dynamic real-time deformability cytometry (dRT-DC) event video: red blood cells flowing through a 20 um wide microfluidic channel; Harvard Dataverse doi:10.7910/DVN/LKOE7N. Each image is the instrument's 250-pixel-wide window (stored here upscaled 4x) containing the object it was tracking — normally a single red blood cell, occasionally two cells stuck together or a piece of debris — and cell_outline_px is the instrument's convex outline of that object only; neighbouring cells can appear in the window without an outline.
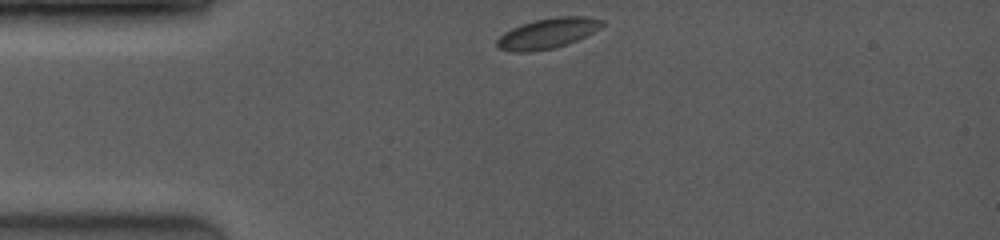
{"species": "common noctule bat (a hibernating species)", "species_latin": "Nyctalus noctula", "temperature_condition": "room temperature", "stored_images_in_passage": 31, "camera_frame_rate_fps": 4000, "um_per_image_px": 0.085, "animal": {"sex": "female", "body_mass_g": 19.0, "forearm_length_mm": 53.3}, "frame": {"image": 1, "passage_image": 1, "time_ms": 0.0, "image_size_px": [1000, 240], "cell_outline_px": [[604, 24], [600, 28], [568, 44], [552, 48], [532, 52], [512, 52], [496, 48], [496, 40], [504, 32], [512, 28], [536, 20], [556, 16], [588, 16], [604, 20]], "centroid_in_image_um": [46.53, 2.84], "position_along_channel_um": 38.5, "area_um2": 18.55}}
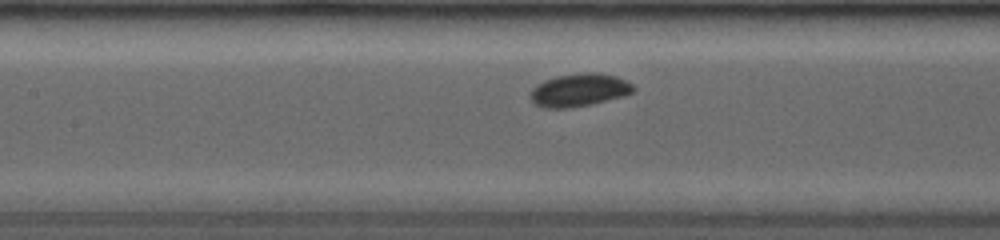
{"frame": {"image": 2, "passage_image": 16, "time_ms": 3.75, "image_size_px": [1000, 240], "cell_outline_px": [[636, 88], [632, 92], [624, 96], [592, 104], [572, 108], [544, 108], [532, 104], [532, 88], [548, 80], [560, 76], [616, 76], [632, 84]], "centroid_in_image_um": [49.23, 7.74], "position_along_channel_um": 158.2, "area_um2": 18.55}}
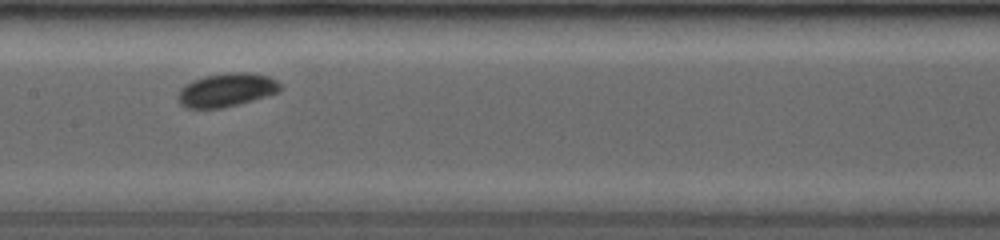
{"frame": {"image": 3, "passage_image": 19, "time_ms": 4.5, "image_size_px": [1000, 240], "cell_outline_px": [[280, 88], [276, 92], [264, 96], [224, 108], [184, 108], [180, 104], [176, 96], [188, 84], [196, 80], [208, 76], [228, 72], [236, 72], [268, 76], [276, 80], [280, 84]], "centroid_in_image_um": [19.23, 7.67], "position_along_channel_um": 188.2, "area_um2": 19.25}}